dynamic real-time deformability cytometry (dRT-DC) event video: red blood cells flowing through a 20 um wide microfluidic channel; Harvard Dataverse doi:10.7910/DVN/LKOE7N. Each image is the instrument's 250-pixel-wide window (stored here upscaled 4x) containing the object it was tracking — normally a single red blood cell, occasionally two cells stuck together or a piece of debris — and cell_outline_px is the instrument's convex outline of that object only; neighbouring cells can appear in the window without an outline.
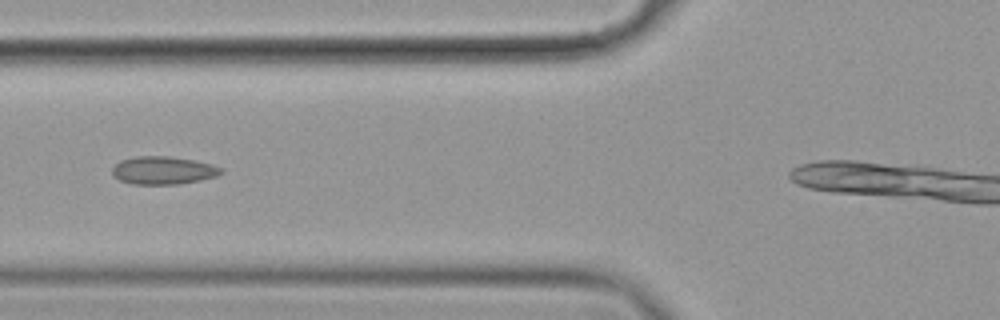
{"species": "common noctule bat (a hibernating species)", "species_latin": "Nyctalus noctula", "temperature_condition": "cold", "stored_images_in_passage": 8, "camera_frame_rate_fps": 3000, "um_per_image_px": 0.085, "animal": {"sex": "female", "body_mass_g": 19.9}, "frame": {"image": 1, "passage_image": 5, "time_ms": 1.333, "image_size_px": [1000, 320], "cell_outline_px": [[224, 172], [216, 176], [200, 180], [176, 184], [132, 184], [120, 180], [112, 176], [112, 168], [120, 160], [136, 156], [168, 156], [196, 160], [212, 164], [224, 168]], "centroid_in_image_um": [13.88, 14.47], "position_along_channel_um": 111.9, "area_um2": 17.86}}
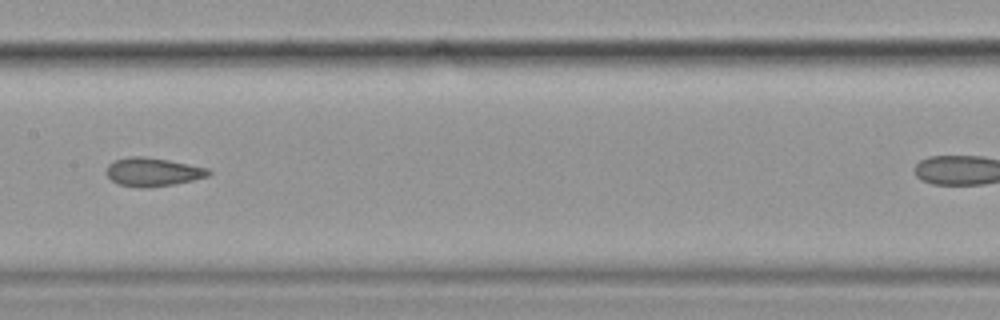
{"frame": {"image": 2, "passage_image": 7, "time_ms": 2.0, "image_size_px": [1000, 320], "cell_outline_px": [[212, 172], [208, 176], [192, 180], [172, 184], [140, 188], [120, 184], [112, 180], [108, 176], [108, 164], [116, 160], [128, 156], [144, 156], [168, 160], [208, 168]], "centroid_in_image_um": [13.0, 14.6], "position_along_channel_um": 194.4, "area_um2": 16.65}}